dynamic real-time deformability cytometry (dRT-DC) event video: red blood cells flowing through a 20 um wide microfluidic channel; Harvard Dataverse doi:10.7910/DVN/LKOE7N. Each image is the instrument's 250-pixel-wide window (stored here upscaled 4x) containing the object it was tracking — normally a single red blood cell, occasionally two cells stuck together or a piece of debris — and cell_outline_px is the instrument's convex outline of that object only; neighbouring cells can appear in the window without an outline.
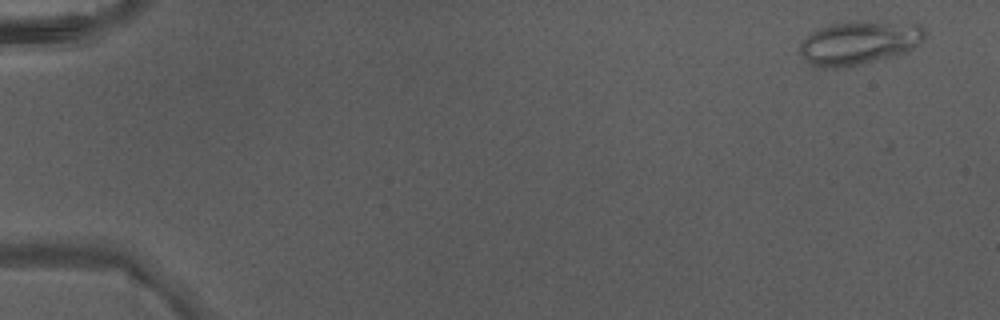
{"species": "Egyptian fruit bat (a non-hibernating species)", "species_latin": "Rousettus aegyptiacus", "temperature_condition": "warm", "stored_images_in_passage": 3, "camera_frame_rate_fps": 3000, "um_per_image_px": 0.085, "animal": {"sex": "male"}, "frame": {"image": 1, "passage_image": 1, "time_ms": 0.0, "image_size_px": [1000, 320], "cell_outline_px": [[928, 32], [924, 40], [912, 48], [904, 52], [892, 56], [848, 68], [820, 68], [812, 64], [800, 52], [800, 44], [812, 32], [820, 28], [832, 24], [848, 20], [856, 20], [920, 24]], "centroid_in_image_um": [73.07, 3.62], "position_along_channel_um": 11.9, "area_um2": 31.96}}